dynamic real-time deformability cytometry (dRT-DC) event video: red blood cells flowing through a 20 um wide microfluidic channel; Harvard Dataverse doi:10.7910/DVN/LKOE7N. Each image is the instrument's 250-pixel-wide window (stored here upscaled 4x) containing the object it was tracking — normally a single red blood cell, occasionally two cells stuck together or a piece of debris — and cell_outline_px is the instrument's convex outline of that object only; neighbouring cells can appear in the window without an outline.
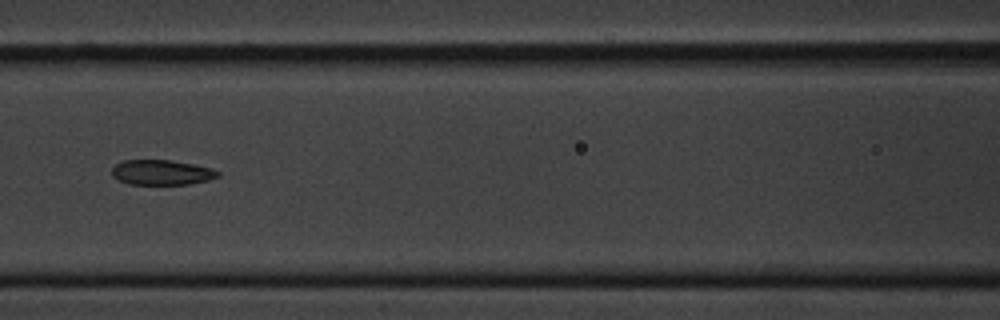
{"species": "common noctule bat (a hibernating species)", "species_latin": "Nyctalus noctula", "temperature_condition": "cold", "stored_images_in_passage": 17, "camera_frame_rate_fps": 3000, "um_per_image_px": 0.085, "animal": {"sex": "male", "body_mass_g": 20.1, "forearm_length_mm": 53.5}, "frame": {"image": 1, "passage_image": 8, "time_ms": 8.0, "image_size_px": [1000, 320], "cell_outline_px": [[220, 176], [208, 180], [188, 184], [128, 184], [112, 176], [112, 168], [116, 164], [124, 160], [172, 160], [212, 168], [220, 172]], "centroid_in_image_um": [13.75, 14.65], "position_along_channel_um": 152.8, "area_um2": 15.43}}
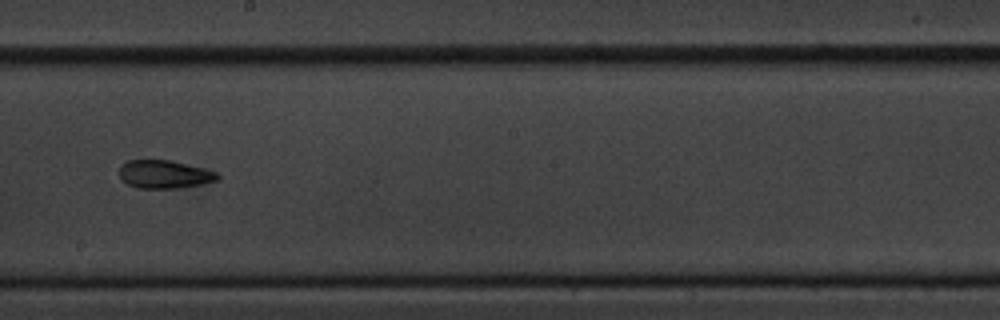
{"frame": {"image": 2, "passage_image": 10, "time_ms": 10.333, "image_size_px": [1000, 320], "cell_outline_px": [[220, 180], [204, 184], [180, 188], [136, 188], [128, 184], [120, 176], [120, 164], [128, 160], [172, 160], [204, 168], [216, 172], [220, 176]], "centroid_in_image_um": [14.02, 14.81], "position_along_channel_um": 234.2, "area_um2": 16.3}}
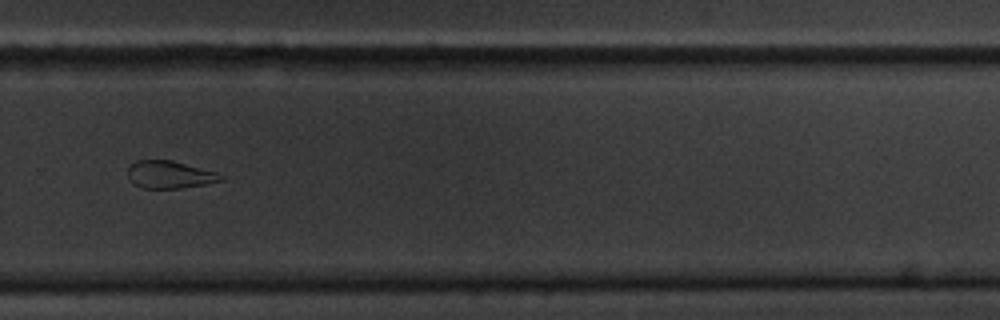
{"frame": {"image": 3, "passage_image": 12, "time_ms": 12.667, "image_size_px": [1000, 320], "cell_outline_px": [[224, 180], [204, 184], [180, 188], [140, 188], [128, 176], [128, 168], [136, 160], [172, 160], [216, 172], [224, 176]], "centroid_in_image_um": [14.43, 14.84], "position_along_channel_um": 315.4, "area_um2": 14.74}, "authors_computed_cell_mechanics": {"area_um2": 17.7446, "velocity_mm_per_s": 3.5052, "shape_relaxation_time_tau1_ms": 7.3239, "shape_relaxation_time_tau2_ms": 5.0009, "deformation_change_tau1": 0.1545, "deformation_change_tau2": 0.113}}